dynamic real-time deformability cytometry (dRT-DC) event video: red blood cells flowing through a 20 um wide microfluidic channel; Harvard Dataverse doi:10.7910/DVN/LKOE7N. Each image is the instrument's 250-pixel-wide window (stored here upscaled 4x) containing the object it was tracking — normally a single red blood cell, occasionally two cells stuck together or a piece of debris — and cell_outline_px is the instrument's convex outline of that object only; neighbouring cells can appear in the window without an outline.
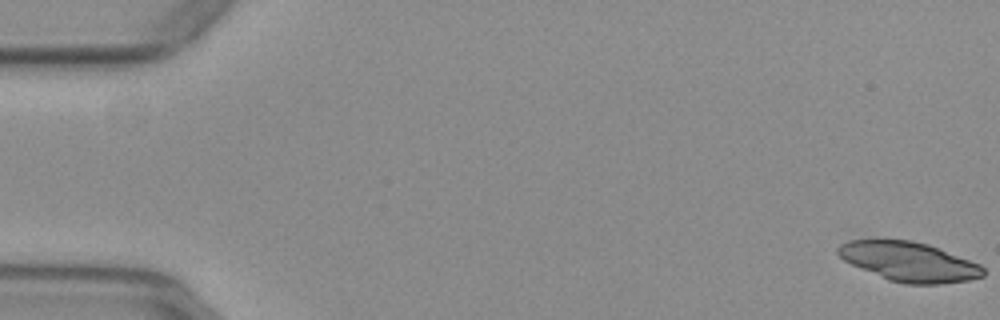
{"species": "common noctule bat (a hibernating species)", "species_latin": "Nyctalus noctula", "temperature_condition": "warm", "stored_images_in_passage": 54, "camera_frame_rate_fps": 3000, "um_per_image_px": 0.085, "animal": {"sex": "female", "body_mass_g": 29.2, "forearm_length_mm": 56.3}, "frame": {"image": 1, "passage_image": 1, "time_ms": 0.0, "image_size_px": [1000, 320], "cell_outline_px": [[984, 276], [968, 280], [940, 284], [904, 284], [888, 280], [852, 264], [844, 260], [836, 252], [836, 248], [840, 244], [848, 240], [872, 236], [880, 236], [912, 240], [928, 244], [980, 264], [984, 268]], "centroid_in_image_um": [77.19, 22.18], "position_along_channel_um": 7.8, "area_um2": 34.22}}
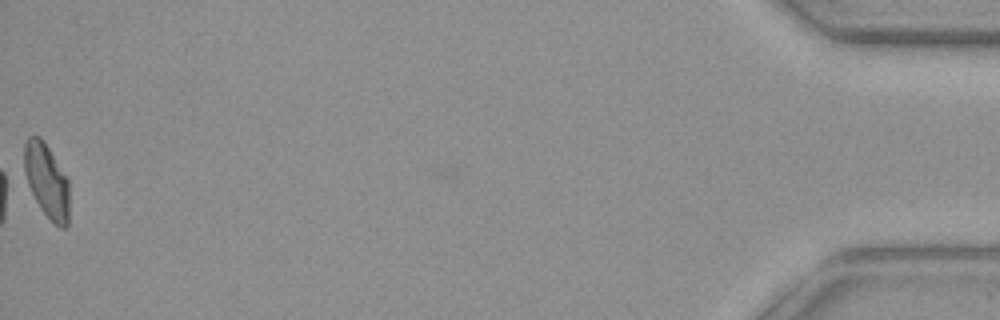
{"frame": {"image": 2, "passage_image": 54, "time_ms": 17.667, "image_size_px": [1000, 320], "cell_outline_px": [[68, 224], [64, 228], [60, 228], [40, 208], [20, 172], [24, 144], [28, 136], [40, 136], [68, 176]], "centroid_in_image_um": [3.9, 15.3], "position_along_channel_um": 431.3, "area_um2": 20.11}, "authors_computed_cell_mechanics": {"area_um2": 20.2011, "velocity_mm_per_s": 3.9198, "shape_relaxation_time_tau1_ms": 11.079, "shape_relaxation_time_tau2_ms": 3.3009, "deformation_change_tau1": 0.2513, "deformation_change_tau2": 0.081}}